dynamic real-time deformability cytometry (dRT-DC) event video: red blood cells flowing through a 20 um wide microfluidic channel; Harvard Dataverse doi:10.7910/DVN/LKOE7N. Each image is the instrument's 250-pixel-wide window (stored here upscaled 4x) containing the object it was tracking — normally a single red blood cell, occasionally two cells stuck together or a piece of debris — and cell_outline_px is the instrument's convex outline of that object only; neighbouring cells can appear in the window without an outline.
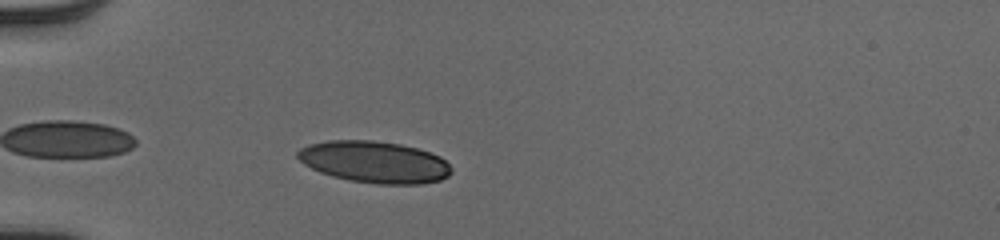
{"species": "human", "species_latin": "Homo sapiens", "temperature_condition": "cold", "stored_images_in_passage": 36, "camera_frame_rate_fps": 3000, "um_per_image_px": 0.085, "donor": {"sex": "male"}, "frame": {"image": 1, "passage_image": 3, "time_ms": 0.667, "image_size_px": [1000, 240], "cell_outline_px": [[452, 172], [448, 176], [440, 180], [424, 184], [376, 184], [348, 180], [332, 176], [320, 172], [304, 164], [296, 156], [296, 152], [300, 148], [308, 144], [328, 140], [372, 140], [400, 144], [416, 148], [440, 156], [452, 168]], "centroid_in_image_um": [31.81, 13.77], "position_along_channel_um": 53.2, "area_um2": 37.51}}
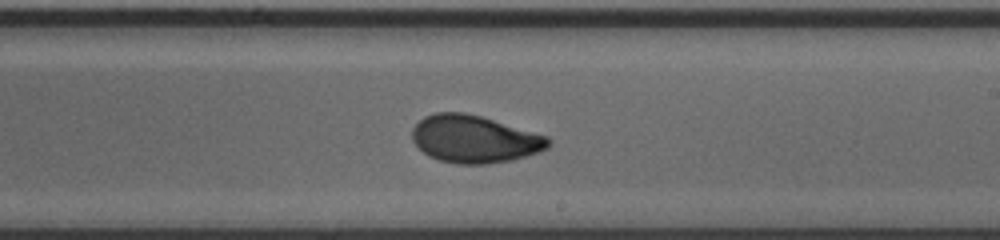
{"frame": {"image": 2, "passage_image": 19, "time_ms": 6.0, "image_size_px": [1000, 240], "cell_outline_px": [[548, 148], [540, 152], [512, 160], [488, 164], [460, 164], [440, 160], [428, 156], [412, 140], [412, 128], [424, 116], [436, 112], [464, 112], [480, 116], [548, 136]], "centroid_in_image_um": [40.31, 11.82], "position_along_channel_um": 248.7, "area_um2": 37.51}}
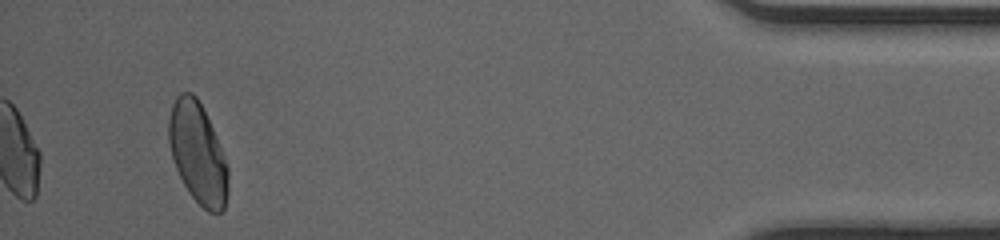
{"frame": {"image": 3, "passage_image": 36, "time_ms": 11.667, "image_size_px": [1000, 240], "cell_outline_px": [[228, 192], [224, 208], [220, 212], [208, 212], [188, 192], [172, 160], [168, 140], [168, 120], [172, 104], [176, 96], [180, 92], [192, 92], [196, 96], [216, 136], [224, 156], [228, 168]], "centroid_in_image_um": [16.79, 13.01], "position_along_channel_um": 418.4, "area_um2": 34.68}, "authors_computed_cell_mechanics": {"area_um2": 36.8186, "velocity_mm_per_s": 4.0519, "shape_relaxation_time_tau1_ms": 4.214, "shape_relaxation_time_tau2_ms": 0.8141, "deformation_change_tau1": 0.1512, "deformation_change_tau2": 0.0506}}